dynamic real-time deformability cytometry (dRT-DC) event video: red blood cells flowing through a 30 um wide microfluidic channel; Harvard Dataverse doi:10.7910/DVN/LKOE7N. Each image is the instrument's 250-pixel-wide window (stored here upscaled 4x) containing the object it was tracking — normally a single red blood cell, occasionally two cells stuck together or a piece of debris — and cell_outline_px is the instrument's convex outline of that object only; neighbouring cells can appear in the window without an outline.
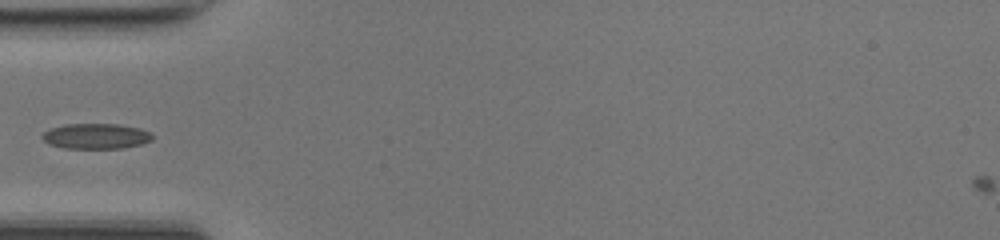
{"species": "common noctule bat (a hibernating species)", "species_latin": "Nyctalus noctula", "temperature_condition": "room temperature", "stored_images_in_passage": 31, "camera_frame_rate_fps": 3000, "um_per_image_px": 0.085, "animal": {"sex": "female", "body_mass_g": 17.0, "forearm_length_mm": 48.0}, "frame": {"image": 1, "passage_image": 1, "time_ms": 0.0, "image_size_px": [1000, 240], "cell_outline_px": [[156, 136], [152, 140], [140, 144], [124, 148], [64, 148], [48, 144], [40, 136], [44, 132], [52, 128], [64, 124], [120, 124], [140, 128], [152, 132]], "centroid_in_image_um": [8.2, 11.57], "position_along_channel_um": 76.8, "area_um2": 16.47}}
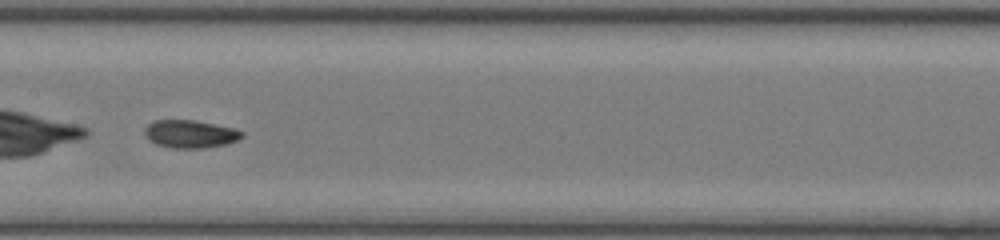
{"frame": {"image": 2, "passage_image": 9, "time_ms": 2.667, "image_size_px": [1000, 240], "cell_outline_px": [[244, 136], [228, 144], [204, 148], [172, 148], [156, 144], [148, 140], [144, 132], [144, 128], [152, 120], [196, 120], [236, 128], [244, 132]], "centroid_in_image_um": [16.18, 11.38], "position_along_channel_um": 191.2, "area_um2": 16.07}}
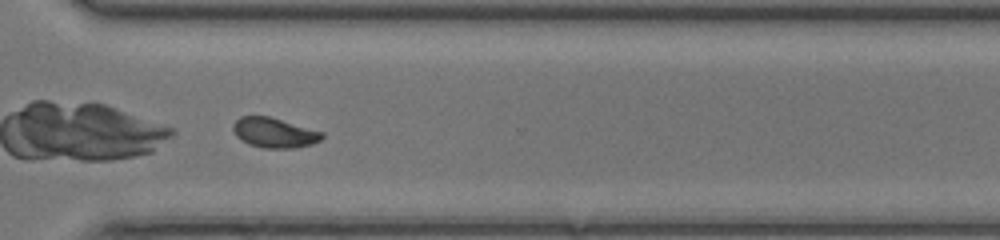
{"frame": {"image": 3, "passage_image": 20, "time_ms": 6.333, "image_size_px": [1000, 240], "cell_outline_px": [[324, 136], [320, 140], [312, 144], [292, 148], [264, 148], [248, 144], [240, 140], [236, 136], [232, 128], [232, 124], [240, 116], [268, 116], [324, 132]], "centroid_in_image_um": [23.29, 11.28], "position_along_channel_um": 347.3, "area_um2": 15.55}}